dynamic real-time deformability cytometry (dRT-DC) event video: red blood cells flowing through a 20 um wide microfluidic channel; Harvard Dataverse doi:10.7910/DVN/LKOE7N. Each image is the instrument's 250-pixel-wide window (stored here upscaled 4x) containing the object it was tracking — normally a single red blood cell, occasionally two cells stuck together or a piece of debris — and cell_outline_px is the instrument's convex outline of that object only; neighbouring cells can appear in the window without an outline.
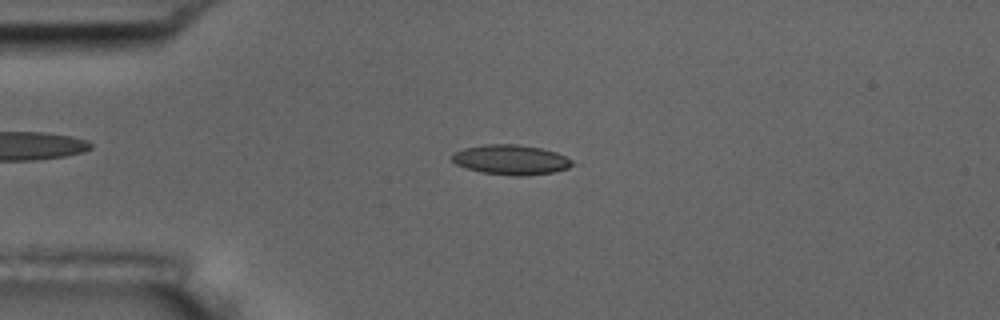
{"species": "common noctule bat (a hibernating species)", "species_latin": "Nyctalus noctula", "temperature_condition": "room temperature", "stored_images_in_passage": 8, "camera_frame_rate_fps": 3000, "um_per_image_px": 0.085, "animal": {"sex": "male", "body_mass_g": 17.5, "forearm_length_mm": 52.3}, "frame": {"image": 1, "passage_image": 3, "time_ms": 2.333, "image_size_px": [1000, 320], "cell_outline_px": [[580, 164], [568, 168], [552, 172], [524, 176], [512, 176], [480, 172], [456, 164], [452, 160], [452, 152], [464, 148], [484, 144], [520, 144], [540, 148], [556, 152]], "centroid_in_image_um": [43.45, 13.58], "position_along_channel_um": 41.5, "area_um2": 21.15}}
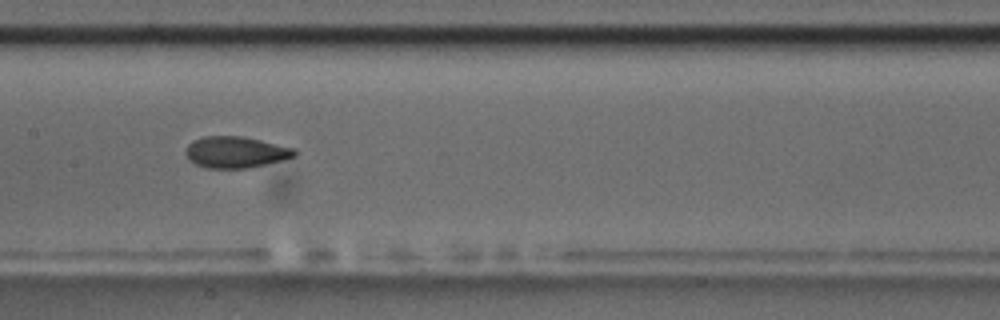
{"frame": {"image": 2, "passage_image": 7, "time_ms": 7.0, "image_size_px": [1000, 320], "cell_outline_px": [[300, 152], [296, 156], [284, 160], [244, 168], [204, 168], [188, 160], [184, 152], [188, 144], [192, 140], [204, 136], [244, 136], [296, 148]], "centroid_in_image_um": [20.05, 12.92], "position_along_channel_um": 187.4, "area_um2": 20.23}}
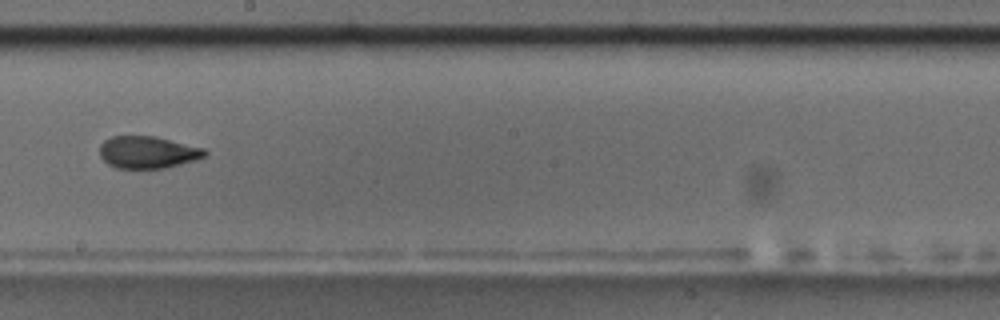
{"frame": {"image": 3, "passage_image": 8, "time_ms": 8.333, "image_size_px": [1000, 320], "cell_outline_px": [[208, 152], [204, 156], [196, 160], [164, 168], [116, 168], [108, 164], [100, 156], [100, 144], [104, 140], [112, 136], [156, 136], [204, 148]], "centroid_in_image_um": [12.55, 12.93], "position_along_channel_um": 235.7, "area_um2": 19.71}}